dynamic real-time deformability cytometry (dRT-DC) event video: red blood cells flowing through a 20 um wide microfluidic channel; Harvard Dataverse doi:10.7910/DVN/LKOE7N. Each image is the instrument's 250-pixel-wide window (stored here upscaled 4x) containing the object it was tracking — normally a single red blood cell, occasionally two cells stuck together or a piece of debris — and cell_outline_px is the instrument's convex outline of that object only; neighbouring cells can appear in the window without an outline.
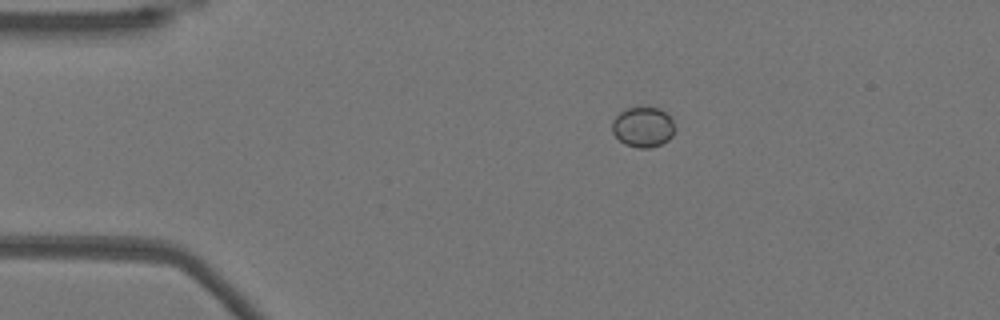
{"species": "Egyptian fruit bat (a non-hibernating species)", "species_latin": "Rousettus aegyptiacus", "temperature_condition": "warm", "stored_images_in_passage": 25, "camera_frame_rate_fps": 3000, "um_per_image_px": 0.085, "animal": {"sex": "female"}, "frame": {"image": 1, "passage_image": 1, "time_ms": 0.0, "image_size_px": [1000, 320], "cell_outline_px": [[672, 136], [668, 140], [660, 144], [648, 148], [636, 148], [624, 144], [612, 132], [612, 120], [624, 108], [660, 108], [672, 120]], "centroid_in_image_um": [54.6, 10.81], "position_along_channel_um": 30.4, "area_um2": 14.45}}
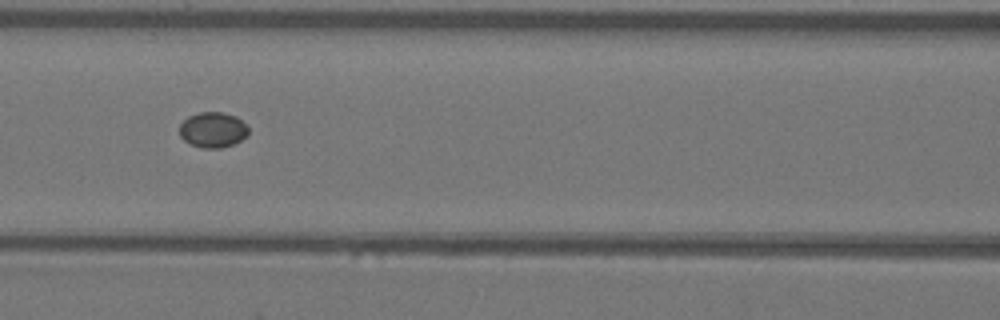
{"frame": {"image": 2, "passage_image": 14, "time_ms": 4.333, "image_size_px": [1000, 320], "cell_outline_px": [[248, 132], [240, 140], [232, 144], [220, 148], [204, 148], [192, 144], [184, 140], [180, 136], [180, 124], [188, 116], [200, 112], [224, 112], [236, 116], [248, 128]], "centroid_in_image_um": [18.07, 11.02], "position_along_channel_um": 148.5, "area_um2": 13.99}}
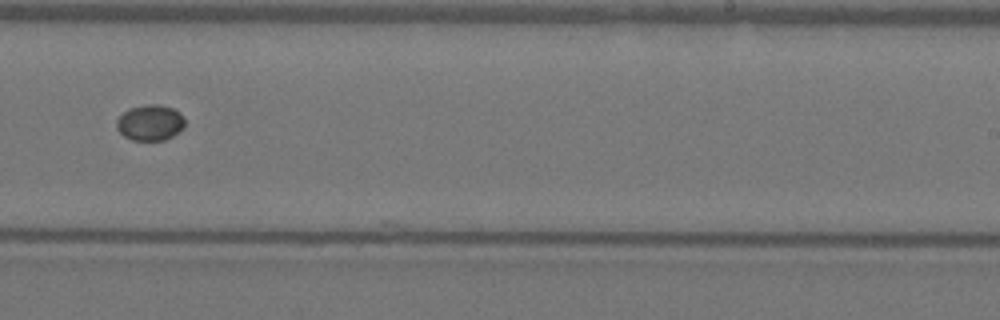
{"frame": {"image": 3, "passage_image": 24, "time_ms": 7.667, "image_size_px": [1000, 320], "cell_outline_px": [[184, 128], [172, 136], [164, 140], [132, 140], [124, 136], [116, 128], [116, 120], [128, 108], [144, 104], [160, 104], [172, 108], [180, 112], [184, 120]], "centroid_in_image_um": [12.75, 10.41], "position_along_channel_um": 276.2, "area_um2": 14.33}}